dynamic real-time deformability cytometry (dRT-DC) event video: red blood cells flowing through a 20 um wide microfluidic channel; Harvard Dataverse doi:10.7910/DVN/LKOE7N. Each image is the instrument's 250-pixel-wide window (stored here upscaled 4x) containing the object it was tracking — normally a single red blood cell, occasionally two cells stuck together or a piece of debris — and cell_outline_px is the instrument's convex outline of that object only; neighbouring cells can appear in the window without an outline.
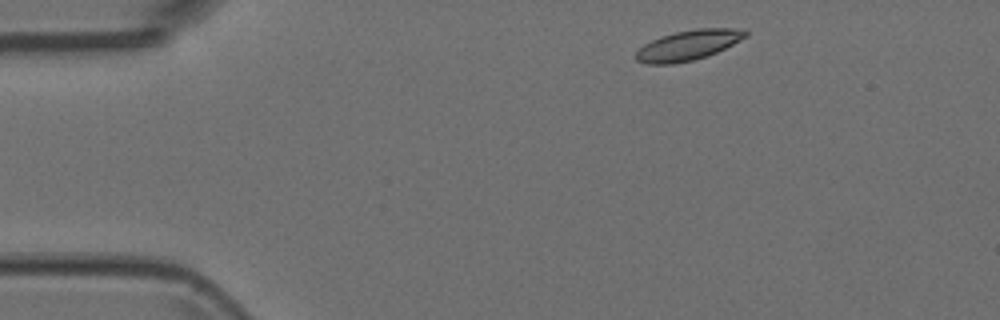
{"species": "Egyptian fruit bat (a non-hibernating species)", "species_latin": "Rousettus aegyptiacus", "temperature_condition": "room temperature", "stored_images_in_passage": 3, "camera_frame_rate_fps": 3000, "um_per_image_px": 0.085, "animal": {"sex": "female"}, "frame": {"image": 1, "passage_image": 1, "time_ms": 0.0, "image_size_px": [1000, 320], "cell_outline_px": [[748, 36], [708, 56], [692, 60], [672, 64], [648, 64], [636, 60], [636, 52], [644, 44], [660, 36], [676, 32], [696, 28], [744, 28], [748, 32]], "centroid_in_image_um": [58.52, 3.83], "position_along_channel_um": 26.5, "area_um2": 19.19}}
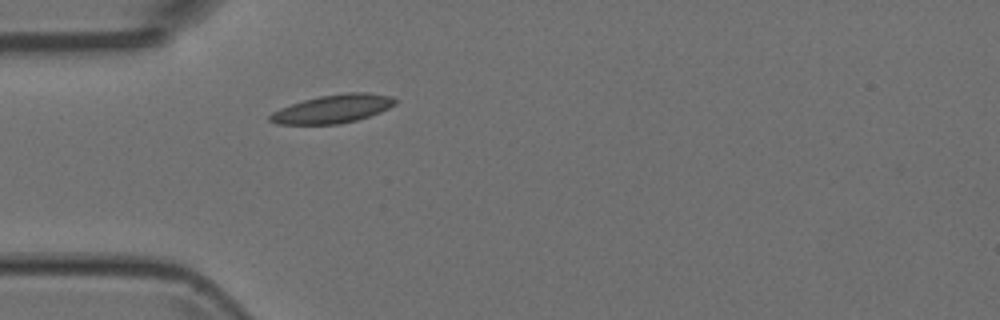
{"frame": {"image": 2, "passage_image": 3, "time_ms": 0.667, "image_size_px": [1000, 320], "cell_outline_px": [[396, 104], [380, 112], [356, 120], [340, 124], [276, 124], [268, 120], [268, 116], [272, 112], [280, 108], [304, 100], [320, 96], [344, 92], [368, 92], [392, 96], [396, 100]], "centroid_in_image_um": [28.29, 9.25], "position_along_channel_um": 56.7, "area_um2": 20.69}}